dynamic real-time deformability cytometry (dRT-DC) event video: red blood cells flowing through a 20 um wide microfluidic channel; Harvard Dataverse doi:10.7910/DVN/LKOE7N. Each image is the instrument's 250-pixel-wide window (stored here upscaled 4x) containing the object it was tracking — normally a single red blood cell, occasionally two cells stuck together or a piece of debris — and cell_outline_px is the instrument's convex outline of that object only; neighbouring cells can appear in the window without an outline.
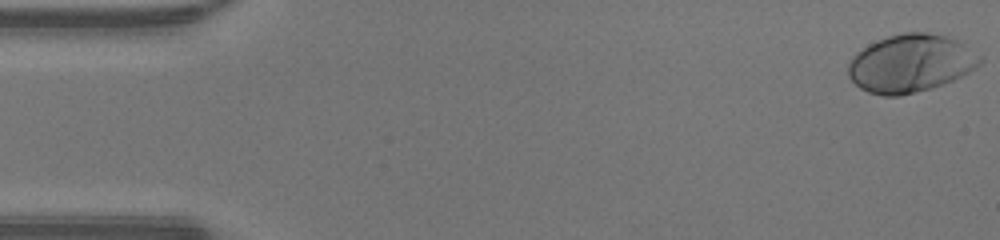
{"species": "human", "species_latin": "Homo sapiens", "temperature_condition": "warm", "stored_images_in_passage": 48, "camera_frame_rate_fps": 3000, "um_per_image_px": 0.085, "donor": {"sex": "male"}, "frame": {"image": 1, "passage_image": 1, "time_ms": 0.0, "image_size_px": [1000, 240], "cell_outline_px": [[984, 60], [976, 68], [952, 80], [932, 88], [900, 96], [884, 96], [868, 92], [860, 88], [848, 76], [848, 64], [852, 56], [856, 52], [868, 44], [888, 36], [904, 32], [928, 32], [960, 40], [984, 56]], "centroid_in_image_um": [77.43, 5.37], "position_along_channel_um": 7.6, "area_um2": 44.85}}
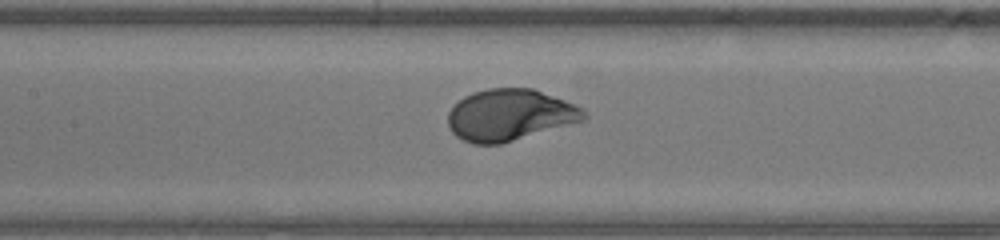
{"frame": {"image": 2, "passage_image": 22, "time_ms": 7.0, "image_size_px": [1000, 240], "cell_outline_px": [[588, 116], [584, 120], [500, 144], [472, 144], [456, 136], [452, 132], [448, 124], [448, 112], [464, 96], [472, 92], [488, 88], [532, 88], [576, 104], [584, 108], [588, 112]], "centroid_in_image_um": [43.35, 9.76], "position_along_channel_um": 164.0, "area_um2": 40.75}}
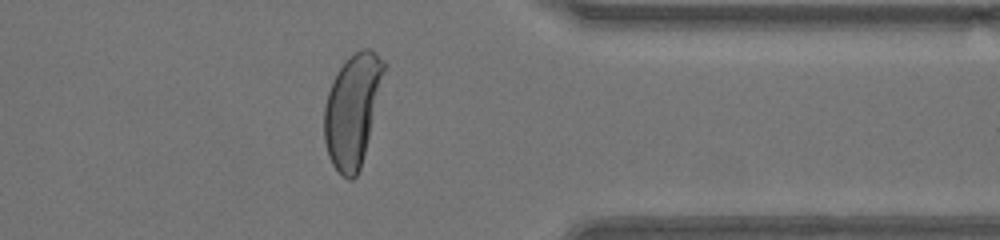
{"frame": {"image": 3, "passage_image": 38, "time_ms": 12.333, "image_size_px": [1000, 240], "cell_outline_px": [[388, 64], [360, 168], [356, 176], [352, 180], [348, 180], [332, 164], [328, 156], [324, 140], [324, 108], [328, 92], [332, 80], [336, 72], [348, 56], [360, 48], [372, 48]], "centroid_in_image_um": [29.97, 9.28], "position_along_channel_um": 381.4, "area_um2": 39.3}, "authors_computed_cell_mechanics": {"area_um2": 41.5582, "velocity_mm_per_s": 4.3172, "shape_relaxation_time_tau1_ms": 2.1614, "shape_relaxation_time_tau2_ms": null, "deformation_change_tau1": 0.1872, "deformation_change_tau2": null}}